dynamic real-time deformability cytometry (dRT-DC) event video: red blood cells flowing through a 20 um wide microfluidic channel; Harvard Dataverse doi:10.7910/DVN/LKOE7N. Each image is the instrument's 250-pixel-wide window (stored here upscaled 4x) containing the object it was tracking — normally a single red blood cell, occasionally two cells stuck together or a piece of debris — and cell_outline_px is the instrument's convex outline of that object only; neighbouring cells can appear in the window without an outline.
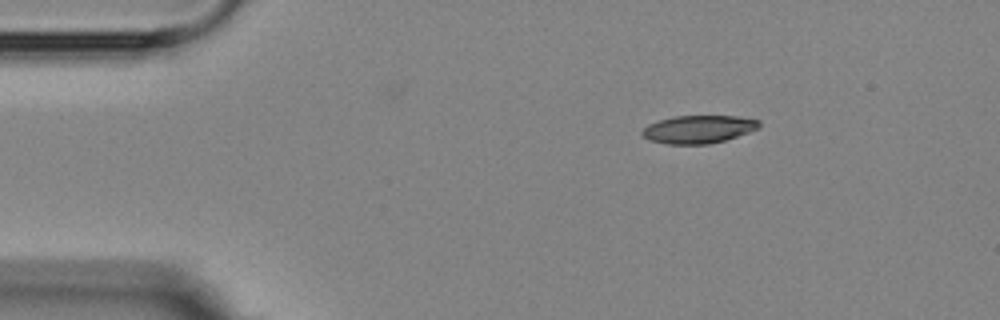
{"species": "Egyptian fruit bat (a non-hibernating species)", "species_latin": "Rousettus aegyptiacus", "temperature_condition": "room temperature", "stored_images_in_passage": 3, "camera_frame_rate_fps": 3000, "um_per_image_px": 0.085, "animal": {"sex": "female"}, "frame": {"image": 1, "passage_image": 1, "time_ms": 0.0, "image_size_px": [1000, 320], "cell_outline_px": [[760, 128], [724, 140], [708, 144], [668, 144], [648, 140], [640, 132], [648, 124], [672, 116], [736, 116], [760, 120]], "centroid_in_image_um": [59.36, 10.98], "position_along_channel_um": 25.6, "area_um2": 18.96}}